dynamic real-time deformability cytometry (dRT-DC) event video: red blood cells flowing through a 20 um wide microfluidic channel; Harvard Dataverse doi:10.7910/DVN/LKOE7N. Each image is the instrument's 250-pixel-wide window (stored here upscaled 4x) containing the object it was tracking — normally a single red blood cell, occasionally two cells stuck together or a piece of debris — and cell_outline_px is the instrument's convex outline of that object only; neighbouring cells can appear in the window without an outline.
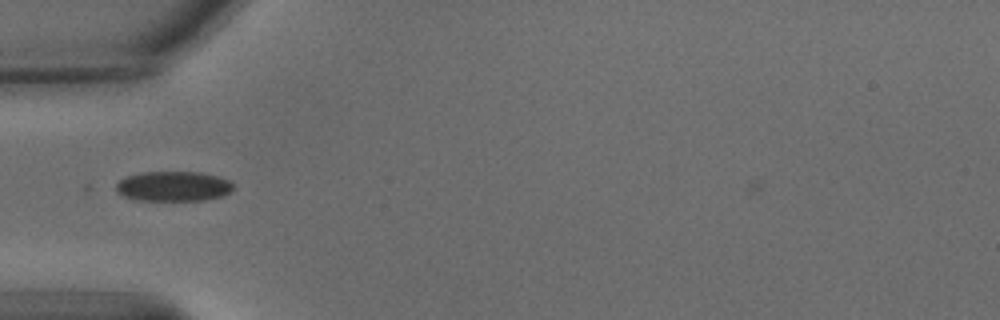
{"species": "common noctule bat (a hibernating species)", "species_latin": "Nyctalus noctula", "temperature_condition": "warm", "stored_images_in_passage": 38, "camera_frame_rate_fps": 3000, "um_per_image_px": 0.085, "animal": {"sex": "male", "body_mass_g": 15.6}, "frame": {"image": 1, "passage_image": 1, "time_ms": 0.0, "image_size_px": [1000, 320], "cell_outline_px": [[232, 188], [224, 196], [204, 200], [136, 200], [124, 196], [116, 192], [116, 184], [124, 176], [144, 172], [200, 172], [216, 176], [228, 180], [232, 184]], "centroid_in_image_um": [14.69, 15.83], "position_along_channel_um": 70.3, "area_um2": 20.4}}
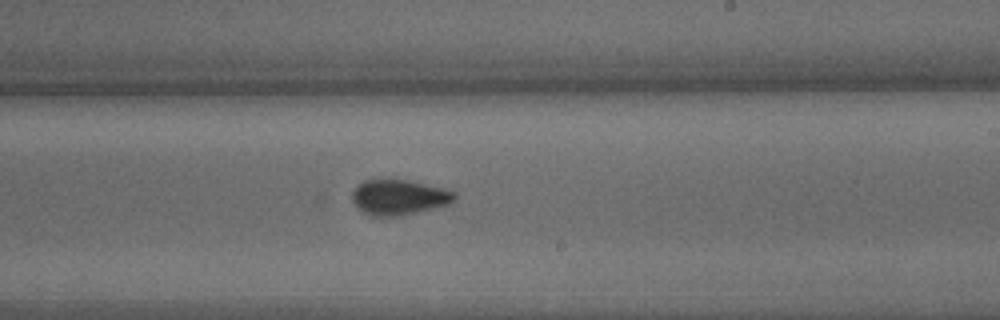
{"frame": {"image": 2, "passage_image": 16, "time_ms": 5.0, "image_size_px": [1000, 320], "cell_outline_px": [[456, 200], [452, 204], [400, 216], [368, 216], [356, 208], [352, 200], [352, 192], [364, 180], [408, 180], [444, 188], [456, 192]], "centroid_in_image_um": [33.94, 16.79], "position_along_channel_um": 255.1, "area_um2": 21.27}}
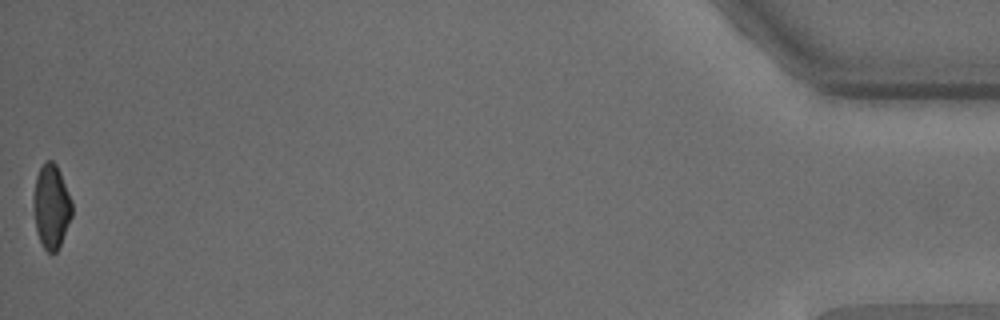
{"frame": {"image": 3, "passage_image": 38, "time_ms": 12.333, "image_size_px": [1000, 320], "cell_outline_px": [[72, 216], [60, 244], [56, 252], [48, 252], [44, 248], [40, 240], [36, 228], [32, 204], [32, 196], [36, 176], [40, 168], [48, 160], [52, 160], [56, 164], [60, 172], [72, 200]], "centroid_in_image_um": [4.35, 17.52], "position_along_channel_um": 430.9, "area_um2": 18.84}, "authors_computed_cell_mechanics": {"area_um2": 20.4034, "velocity_mm_per_s": 3.681, "shape_relaxation_time_tau1_ms": null, "shape_relaxation_time_tau2_ms": 1.3142, "deformation_change_tau1": null, "deformation_change_tau2": 0.0602}}